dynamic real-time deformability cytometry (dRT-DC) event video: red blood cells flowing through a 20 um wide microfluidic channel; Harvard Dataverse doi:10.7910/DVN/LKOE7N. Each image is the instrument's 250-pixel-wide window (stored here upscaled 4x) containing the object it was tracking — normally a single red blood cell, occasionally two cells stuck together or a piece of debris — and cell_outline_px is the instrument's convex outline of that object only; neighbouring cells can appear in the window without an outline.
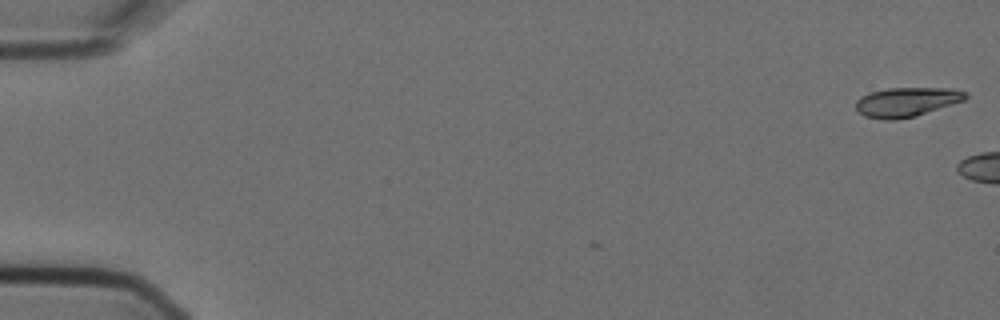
{"species": "Egyptian fruit bat (a non-hibernating species)", "species_latin": "Rousettus aegyptiacus", "temperature_condition": "cold", "stored_images_in_passage": 3, "camera_frame_rate_fps": 3000, "um_per_image_px": 0.085, "animal": {"sex": "female"}, "frame": {"image": 1, "passage_image": 1, "time_ms": 0.0, "image_size_px": [1000, 320], "cell_outline_px": [[968, 96], [964, 100], [912, 116], [896, 120], [884, 120], [864, 116], [856, 108], [856, 100], [860, 96], [868, 92], [888, 88], [952, 88], [968, 92]], "centroid_in_image_um": [77.02, 8.65], "position_along_channel_um": 8.0, "area_um2": 18.61}}